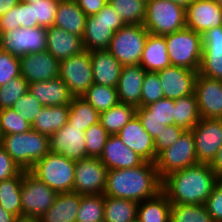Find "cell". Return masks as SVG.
Instances as JSON below:
<instances>
[{"mask_svg":"<svg viewBox=\"0 0 222 222\" xmlns=\"http://www.w3.org/2000/svg\"><path fill=\"white\" fill-rule=\"evenodd\" d=\"M174 100L159 99L145 107H136L138 119H157L164 126L174 124Z\"/></svg>","mask_w":222,"mask_h":222,"instance_id":"cell-38","label":"cell"},{"mask_svg":"<svg viewBox=\"0 0 222 222\" xmlns=\"http://www.w3.org/2000/svg\"><path fill=\"white\" fill-rule=\"evenodd\" d=\"M19 3V0H0V17Z\"/></svg>","mask_w":222,"mask_h":222,"instance_id":"cell-56","label":"cell"},{"mask_svg":"<svg viewBox=\"0 0 222 222\" xmlns=\"http://www.w3.org/2000/svg\"><path fill=\"white\" fill-rule=\"evenodd\" d=\"M210 167L212 168V170L214 171V173H215L220 179H222V146L220 147V149L218 150L215 158H214L213 161L211 162Z\"/></svg>","mask_w":222,"mask_h":222,"instance_id":"cell-55","label":"cell"},{"mask_svg":"<svg viewBox=\"0 0 222 222\" xmlns=\"http://www.w3.org/2000/svg\"><path fill=\"white\" fill-rule=\"evenodd\" d=\"M117 136L145 161L155 163V140L144 129L136 115L117 133Z\"/></svg>","mask_w":222,"mask_h":222,"instance_id":"cell-20","label":"cell"},{"mask_svg":"<svg viewBox=\"0 0 222 222\" xmlns=\"http://www.w3.org/2000/svg\"><path fill=\"white\" fill-rule=\"evenodd\" d=\"M59 77L73 97H82L94 83L90 51L84 50L80 54L61 60Z\"/></svg>","mask_w":222,"mask_h":222,"instance_id":"cell-11","label":"cell"},{"mask_svg":"<svg viewBox=\"0 0 222 222\" xmlns=\"http://www.w3.org/2000/svg\"><path fill=\"white\" fill-rule=\"evenodd\" d=\"M99 159L108 170L138 167L145 162L143 158L127 147L117 135L108 137Z\"/></svg>","mask_w":222,"mask_h":222,"instance_id":"cell-22","label":"cell"},{"mask_svg":"<svg viewBox=\"0 0 222 222\" xmlns=\"http://www.w3.org/2000/svg\"><path fill=\"white\" fill-rule=\"evenodd\" d=\"M28 85L20 75L6 85L0 86V110L12 108L13 104L28 92Z\"/></svg>","mask_w":222,"mask_h":222,"instance_id":"cell-43","label":"cell"},{"mask_svg":"<svg viewBox=\"0 0 222 222\" xmlns=\"http://www.w3.org/2000/svg\"><path fill=\"white\" fill-rule=\"evenodd\" d=\"M1 139H2V135H1V132H0V144H1Z\"/></svg>","mask_w":222,"mask_h":222,"instance_id":"cell-62","label":"cell"},{"mask_svg":"<svg viewBox=\"0 0 222 222\" xmlns=\"http://www.w3.org/2000/svg\"><path fill=\"white\" fill-rule=\"evenodd\" d=\"M139 203L105 196L104 222H136Z\"/></svg>","mask_w":222,"mask_h":222,"instance_id":"cell-32","label":"cell"},{"mask_svg":"<svg viewBox=\"0 0 222 222\" xmlns=\"http://www.w3.org/2000/svg\"><path fill=\"white\" fill-rule=\"evenodd\" d=\"M222 26V8L214 0H195L186 9V27L196 33Z\"/></svg>","mask_w":222,"mask_h":222,"instance_id":"cell-21","label":"cell"},{"mask_svg":"<svg viewBox=\"0 0 222 222\" xmlns=\"http://www.w3.org/2000/svg\"><path fill=\"white\" fill-rule=\"evenodd\" d=\"M107 171L99 158L87 157L76 161L73 192L80 195L104 194Z\"/></svg>","mask_w":222,"mask_h":222,"instance_id":"cell-13","label":"cell"},{"mask_svg":"<svg viewBox=\"0 0 222 222\" xmlns=\"http://www.w3.org/2000/svg\"><path fill=\"white\" fill-rule=\"evenodd\" d=\"M194 93L201 118L222 119V80L197 73Z\"/></svg>","mask_w":222,"mask_h":222,"instance_id":"cell-15","label":"cell"},{"mask_svg":"<svg viewBox=\"0 0 222 222\" xmlns=\"http://www.w3.org/2000/svg\"><path fill=\"white\" fill-rule=\"evenodd\" d=\"M191 130L198 163L211 164L222 146V119L201 118Z\"/></svg>","mask_w":222,"mask_h":222,"instance_id":"cell-14","label":"cell"},{"mask_svg":"<svg viewBox=\"0 0 222 222\" xmlns=\"http://www.w3.org/2000/svg\"><path fill=\"white\" fill-rule=\"evenodd\" d=\"M164 98L163 88L157 72L147 71L141 91V107Z\"/></svg>","mask_w":222,"mask_h":222,"instance_id":"cell-47","label":"cell"},{"mask_svg":"<svg viewBox=\"0 0 222 222\" xmlns=\"http://www.w3.org/2000/svg\"><path fill=\"white\" fill-rule=\"evenodd\" d=\"M22 170L0 145V181L18 175Z\"/></svg>","mask_w":222,"mask_h":222,"instance_id":"cell-52","label":"cell"},{"mask_svg":"<svg viewBox=\"0 0 222 222\" xmlns=\"http://www.w3.org/2000/svg\"><path fill=\"white\" fill-rule=\"evenodd\" d=\"M170 222H214L203 204L171 203Z\"/></svg>","mask_w":222,"mask_h":222,"instance_id":"cell-42","label":"cell"},{"mask_svg":"<svg viewBox=\"0 0 222 222\" xmlns=\"http://www.w3.org/2000/svg\"><path fill=\"white\" fill-rule=\"evenodd\" d=\"M124 25L119 14L107 3L96 15L86 18L82 36L84 49H108L114 33Z\"/></svg>","mask_w":222,"mask_h":222,"instance_id":"cell-6","label":"cell"},{"mask_svg":"<svg viewBox=\"0 0 222 222\" xmlns=\"http://www.w3.org/2000/svg\"><path fill=\"white\" fill-rule=\"evenodd\" d=\"M146 72L140 64L122 66L117 85L120 103L141 107V91Z\"/></svg>","mask_w":222,"mask_h":222,"instance_id":"cell-23","label":"cell"},{"mask_svg":"<svg viewBox=\"0 0 222 222\" xmlns=\"http://www.w3.org/2000/svg\"><path fill=\"white\" fill-rule=\"evenodd\" d=\"M81 195L58 193L53 205L40 217V222H76Z\"/></svg>","mask_w":222,"mask_h":222,"instance_id":"cell-27","label":"cell"},{"mask_svg":"<svg viewBox=\"0 0 222 222\" xmlns=\"http://www.w3.org/2000/svg\"><path fill=\"white\" fill-rule=\"evenodd\" d=\"M103 194L81 195L76 222H104Z\"/></svg>","mask_w":222,"mask_h":222,"instance_id":"cell-41","label":"cell"},{"mask_svg":"<svg viewBox=\"0 0 222 222\" xmlns=\"http://www.w3.org/2000/svg\"><path fill=\"white\" fill-rule=\"evenodd\" d=\"M139 121L154 140L160 135L163 129H166V126L157 119H139Z\"/></svg>","mask_w":222,"mask_h":222,"instance_id":"cell-54","label":"cell"},{"mask_svg":"<svg viewBox=\"0 0 222 222\" xmlns=\"http://www.w3.org/2000/svg\"><path fill=\"white\" fill-rule=\"evenodd\" d=\"M161 185L155 163L145 161L138 167L108 170L103 195L140 203L161 192Z\"/></svg>","mask_w":222,"mask_h":222,"instance_id":"cell-2","label":"cell"},{"mask_svg":"<svg viewBox=\"0 0 222 222\" xmlns=\"http://www.w3.org/2000/svg\"><path fill=\"white\" fill-rule=\"evenodd\" d=\"M95 84L117 88L122 64L107 50L90 51Z\"/></svg>","mask_w":222,"mask_h":222,"instance_id":"cell-24","label":"cell"},{"mask_svg":"<svg viewBox=\"0 0 222 222\" xmlns=\"http://www.w3.org/2000/svg\"><path fill=\"white\" fill-rule=\"evenodd\" d=\"M170 63L199 71L202 59V35L187 27L165 35Z\"/></svg>","mask_w":222,"mask_h":222,"instance_id":"cell-5","label":"cell"},{"mask_svg":"<svg viewBox=\"0 0 222 222\" xmlns=\"http://www.w3.org/2000/svg\"><path fill=\"white\" fill-rule=\"evenodd\" d=\"M86 18L76 0H59L54 26L82 37Z\"/></svg>","mask_w":222,"mask_h":222,"instance_id":"cell-29","label":"cell"},{"mask_svg":"<svg viewBox=\"0 0 222 222\" xmlns=\"http://www.w3.org/2000/svg\"><path fill=\"white\" fill-rule=\"evenodd\" d=\"M196 164L198 160L192 130H185L173 145L157 155L155 161L156 170L161 179Z\"/></svg>","mask_w":222,"mask_h":222,"instance_id":"cell-9","label":"cell"},{"mask_svg":"<svg viewBox=\"0 0 222 222\" xmlns=\"http://www.w3.org/2000/svg\"><path fill=\"white\" fill-rule=\"evenodd\" d=\"M20 2H23V3H35L37 0H19Z\"/></svg>","mask_w":222,"mask_h":222,"instance_id":"cell-60","label":"cell"},{"mask_svg":"<svg viewBox=\"0 0 222 222\" xmlns=\"http://www.w3.org/2000/svg\"><path fill=\"white\" fill-rule=\"evenodd\" d=\"M37 26L38 24L34 23L33 7L29 3L19 1L16 6L0 17V35L20 27L33 28Z\"/></svg>","mask_w":222,"mask_h":222,"instance_id":"cell-36","label":"cell"},{"mask_svg":"<svg viewBox=\"0 0 222 222\" xmlns=\"http://www.w3.org/2000/svg\"><path fill=\"white\" fill-rule=\"evenodd\" d=\"M34 13V23L49 28L54 26L59 0H37L31 3Z\"/></svg>","mask_w":222,"mask_h":222,"instance_id":"cell-46","label":"cell"},{"mask_svg":"<svg viewBox=\"0 0 222 222\" xmlns=\"http://www.w3.org/2000/svg\"><path fill=\"white\" fill-rule=\"evenodd\" d=\"M143 25L151 34H172L186 27V9L169 0H147Z\"/></svg>","mask_w":222,"mask_h":222,"instance_id":"cell-7","label":"cell"},{"mask_svg":"<svg viewBox=\"0 0 222 222\" xmlns=\"http://www.w3.org/2000/svg\"><path fill=\"white\" fill-rule=\"evenodd\" d=\"M157 73L163 88L164 98L176 100L194 93L198 71L171 65Z\"/></svg>","mask_w":222,"mask_h":222,"instance_id":"cell-19","label":"cell"},{"mask_svg":"<svg viewBox=\"0 0 222 222\" xmlns=\"http://www.w3.org/2000/svg\"><path fill=\"white\" fill-rule=\"evenodd\" d=\"M0 145L24 171H30L50 152L49 136L32 129L22 134L2 136Z\"/></svg>","mask_w":222,"mask_h":222,"instance_id":"cell-3","label":"cell"},{"mask_svg":"<svg viewBox=\"0 0 222 222\" xmlns=\"http://www.w3.org/2000/svg\"><path fill=\"white\" fill-rule=\"evenodd\" d=\"M68 113V123L81 131H86L93 124L99 122L100 113L82 97H73Z\"/></svg>","mask_w":222,"mask_h":222,"instance_id":"cell-35","label":"cell"},{"mask_svg":"<svg viewBox=\"0 0 222 222\" xmlns=\"http://www.w3.org/2000/svg\"><path fill=\"white\" fill-rule=\"evenodd\" d=\"M171 202L161 191L139 203L136 222H170Z\"/></svg>","mask_w":222,"mask_h":222,"instance_id":"cell-31","label":"cell"},{"mask_svg":"<svg viewBox=\"0 0 222 222\" xmlns=\"http://www.w3.org/2000/svg\"><path fill=\"white\" fill-rule=\"evenodd\" d=\"M15 217L13 214H11L8 211H5L1 206H0V222H14Z\"/></svg>","mask_w":222,"mask_h":222,"instance_id":"cell-57","label":"cell"},{"mask_svg":"<svg viewBox=\"0 0 222 222\" xmlns=\"http://www.w3.org/2000/svg\"><path fill=\"white\" fill-rule=\"evenodd\" d=\"M204 205L214 222H222V179L215 185Z\"/></svg>","mask_w":222,"mask_h":222,"instance_id":"cell-50","label":"cell"},{"mask_svg":"<svg viewBox=\"0 0 222 222\" xmlns=\"http://www.w3.org/2000/svg\"><path fill=\"white\" fill-rule=\"evenodd\" d=\"M50 152L64 155L73 161L87 158L84 131L68 122L49 137Z\"/></svg>","mask_w":222,"mask_h":222,"instance_id":"cell-16","label":"cell"},{"mask_svg":"<svg viewBox=\"0 0 222 222\" xmlns=\"http://www.w3.org/2000/svg\"><path fill=\"white\" fill-rule=\"evenodd\" d=\"M87 157L99 158L110 134L102 127L100 122L93 124L85 132Z\"/></svg>","mask_w":222,"mask_h":222,"instance_id":"cell-45","label":"cell"},{"mask_svg":"<svg viewBox=\"0 0 222 222\" xmlns=\"http://www.w3.org/2000/svg\"><path fill=\"white\" fill-rule=\"evenodd\" d=\"M148 34L143 24H125L114 33L107 50L123 66L140 64Z\"/></svg>","mask_w":222,"mask_h":222,"instance_id":"cell-8","label":"cell"},{"mask_svg":"<svg viewBox=\"0 0 222 222\" xmlns=\"http://www.w3.org/2000/svg\"><path fill=\"white\" fill-rule=\"evenodd\" d=\"M31 124L22 119L13 108L0 110V132L2 136L22 134L30 131Z\"/></svg>","mask_w":222,"mask_h":222,"instance_id":"cell-44","label":"cell"},{"mask_svg":"<svg viewBox=\"0 0 222 222\" xmlns=\"http://www.w3.org/2000/svg\"><path fill=\"white\" fill-rule=\"evenodd\" d=\"M184 131V129L174 124L167 125L166 129H163L160 135L155 139L156 155L173 145Z\"/></svg>","mask_w":222,"mask_h":222,"instance_id":"cell-51","label":"cell"},{"mask_svg":"<svg viewBox=\"0 0 222 222\" xmlns=\"http://www.w3.org/2000/svg\"><path fill=\"white\" fill-rule=\"evenodd\" d=\"M202 59L199 74L222 80V26L206 30L202 34Z\"/></svg>","mask_w":222,"mask_h":222,"instance_id":"cell-18","label":"cell"},{"mask_svg":"<svg viewBox=\"0 0 222 222\" xmlns=\"http://www.w3.org/2000/svg\"><path fill=\"white\" fill-rule=\"evenodd\" d=\"M69 105L44 106L31 128L41 134L51 136L68 122Z\"/></svg>","mask_w":222,"mask_h":222,"instance_id":"cell-30","label":"cell"},{"mask_svg":"<svg viewBox=\"0 0 222 222\" xmlns=\"http://www.w3.org/2000/svg\"><path fill=\"white\" fill-rule=\"evenodd\" d=\"M220 178L210 164L198 163L162 178L161 191L173 204H205Z\"/></svg>","mask_w":222,"mask_h":222,"instance_id":"cell-1","label":"cell"},{"mask_svg":"<svg viewBox=\"0 0 222 222\" xmlns=\"http://www.w3.org/2000/svg\"><path fill=\"white\" fill-rule=\"evenodd\" d=\"M14 222H40L39 217L19 215L15 217Z\"/></svg>","mask_w":222,"mask_h":222,"instance_id":"cell-58","label":"cell"},{"mask_svg":"<svg viewBox=\"0 0 222 222\" xmlns=\"http://www.w3.org/2000/svg\"><path fill=\"white\" fill-rule=\"evenodd\" d=\"M84 50L82 37L66 32L56 26L47 28L46 51L59 61L80 54Z\"/></svg>","mask_w":222,"mask_h":222,"instance_id":"cell-25","label":"cell"},{"mask_svg":"<svg viewBox=\"0 0 222 222\" xmlns=\"http://www.w3.org/2000/svg\"><path fill=\"white\" fill-rule=\"evenodd\" d=\"M125 24H143L147 0H108Z\"/></svg>","mask_w":222,"mask_h":222,"instance_id":"cell-40","label":"cell"},{"mask_svg":"<svg viewBox=\"0 0 222 222\" xmlns=\"http://www.w3.org/2000/svg\"><path fill=\"white\" fill-rule=\"evenodd\" d=\"M135 113V106L119 102L107 111L101 112L99 122L110 135H117L135 116Z\"/></svg>","mask_w":222,"mask_h":222,"instance_id":"cell-33","label":"cell"},{"mask_svg":"<svg viewBox=\"0 0 222 222\" xmlns=\"http://www.w3.org/2000/svg\"><path fill=\"white\" fill-rule=\"evenodd\" d=\"M22 178L23 170L10 179L0 181V206L16 217L22 215Z\"/></svg>","mask_w":222,"mask_h":222,"instance_id":"cell-34","label":"cell"},{"mask_svg":"<svg viewBox=\"0 0 222 222\" xmlns=\"http://www.w3.org/2000/svg\"><path fill=\"white\" fill-rule=\"evenodd\" d=\"M76 162L49 152L30 172L57 193L73 192Z\"/></svg>","mask_w":222,"mask_h":222,"instance_id":"cell-4","label":"cell"},{"mask_svg":"<svg viewBox=\"0 0 222 222\" xmlns=\"http://www.w3.org/2000/svg\"><path fill=\"white\" fill-rule=\"evenodd\" d=\"M20 76V57L11 55L0 48V86Z\"/></svg>","mask_w":222,"mask_h":222,"instance_id":"cell-49","label":"cell"},{"mask_svg":"<svg viewBox=\"0 0 222 222\" xmlns=\"http://www.w3.org/2000/svg\"><path fill=\"white\" fill-rule=\"evenodd\" d=\"M140 65L149 72H158L171 66L164 36L148 34Z\"/></svg>","mask_w":222,"mask_h":222,"instance_id":"cell-28","label":"cell"},{"mask_svg":"<svg viewBox=\"0 0 222 222\" xmlns=\"http://www.w3.org/2000/svg\"><path fill=\"white\" fill-rule=\"evenodd\" d=\"M44 106L30 92L21 96L12 106L20 114L23 120L30 124L36 119Z\"/></svg>","mask_w":222,"mask_h":222,"instance_id":"cell-48","label":"cell"},{"mask_svg":"<svg viewBox=\"0 0 222 222\" xmlns=\"http://www.w3.org/2000/svg\"><path fill=\"white\" fill-rule=\"evenodd\" d=\"M169 1L187 9L195 0H169Z\"/></svg>","mask_w":222,"mask_h":222,"instance_id":"cell-59","label":"cell"},{"mask_svg":"<svg viewBox=\"0 0 222 222\" xmlns=\"http://www.w3.org/2000/svg\"><path fill=\"white\" fill-rule=\"evenodd\" d=\"M59 63L51 53H31L20 57V75L28 82H42L59 77Z\"/></svg>","mask_w":222,"mask_h":222,"instance_id":"cell-17","label":"cell"},{"mask_svg":"<svg viewBox=\"0 0 222 222\" xmlns=\"http://www.w3.org/2000/svg\"><path fill=\"white\" fill-rule=\"evenodd\" d=\"M0 48L17 57L45 52L47 50V28L37 26L9 30L0 35Z\"/></svg>","mask_w":222,"mask_h":222,"instance_id":"cell-10","label":"cell"},{"mask_svg":"<svg viewBox=\"0 0 222 222\" xmlns=\"http://www.w3.org/2000/svg\"><path fill=\"white\" fill-rule=\"evenodd\" d=\"M79 8L87 17L96 15L108 3V0H76Z\"/></svg>","mask_w":222,"mask_h":222,"instance_id":"cell-53","label":"cell"},{"mask_svg":"<svg viewBox=\"0 0 222 222\" xmlns=\"http://www.w3.org/2000/svg\"><path fill=\"white\" fill-rule=\"evenodd\" d=\"M174 125L191 130L201 119L195 93L174 100Z\"/></svg>","mask_w":222,"mask_h":222,"instance_id":"cell-37","label":"cell"},{"mask_svg":"<svg viewBox=\"0 0 222 222\" xmlns=\"http://www.w3.org/2000/svg\"><path fill=\"white\" fill-rule=\"evenodd\" d=\"M99 113L119 103L117 88L93 83L82 95Z\"/></svg>","mask_w":222,"mask_h":222,"instance_id":"cell-39","label":"cell"},{"mask_svg":"<svg viewBox=\"0 0 222 222\" xmlns=\"http://www.w3.org/2000/svg\"><path fill=\"white\" fill-rule=\"evenodd\" d=\"M30 92L43 106L69 105L73 96L67 85L58 77L48 81L34 82L28 85Z\"/></svg>","mask_w":222,"mask_h":222,"instance_id":"cell-26","label":"cell"},{"mask_svg":"<svg viewBox=\"0 0 222 222\" xmlns=\"http://www.w3.org/2000/svg\"><path fill=\"white\" fill-rule=\"evenodd\" d=\"M57 192L30 171L23 170L21 184L22 215L41 217L54 203Z\"/></svg>","mask_w":222,"mask_h":222,"instance_id":"cell-12","label":"cell"},{"mask_svg":"<svg viewBox=\"0 0 222 222\" xmlns=\"http://www.w3.org/2000/svg\"><path fill=\"white\" fill-rule=\"evenodd\" d=\"M222 8V0H214Z\"/></svg>","mask_w":222,"mask_h":222,"instance_id":"cell-61","label":"cell"}]
</instances>
